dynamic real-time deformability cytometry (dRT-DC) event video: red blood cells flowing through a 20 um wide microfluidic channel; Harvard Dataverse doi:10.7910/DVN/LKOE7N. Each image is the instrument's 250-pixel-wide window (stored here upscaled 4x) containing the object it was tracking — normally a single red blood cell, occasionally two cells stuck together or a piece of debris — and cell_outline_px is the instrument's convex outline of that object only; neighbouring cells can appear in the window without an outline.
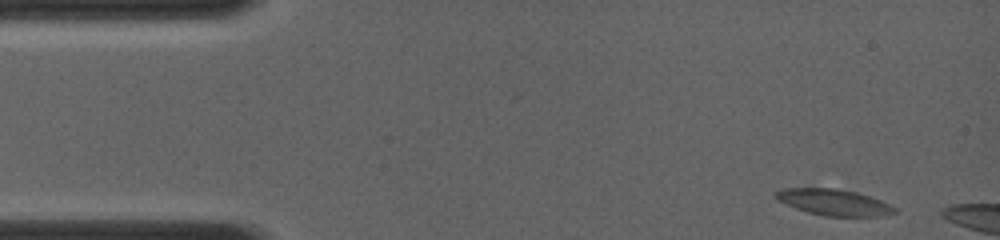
{"species": "common noctule bat (a hibernating species)", "species_latin": "Nyctalus noctula", "temperature_condition": "room temperature", "stored_images_in_passage": 3, "camera_frame_rate_fps": 4000, "um_per_image_px": 0.085, "animal": {"sex": "female", "body_mass_g": 19.0, "forearm_length_mm": 56.7}, "frame": {"image": 1, "passage_image": 1, "time_ms": 0.0, "image_size_px": [1000, 240], "cell_outline_px": [[896, 212], [880, 216], [824, 216], [808, 212], [796, 208], [776, 200], [772, 196], [780, 188], [836, 188], [856, 192], [880, 200], [896, 208]], "centroid_in_image_um": [70.81, 17.18], "position_along_channel_um": 14.2, "area_um2": 18.09}}